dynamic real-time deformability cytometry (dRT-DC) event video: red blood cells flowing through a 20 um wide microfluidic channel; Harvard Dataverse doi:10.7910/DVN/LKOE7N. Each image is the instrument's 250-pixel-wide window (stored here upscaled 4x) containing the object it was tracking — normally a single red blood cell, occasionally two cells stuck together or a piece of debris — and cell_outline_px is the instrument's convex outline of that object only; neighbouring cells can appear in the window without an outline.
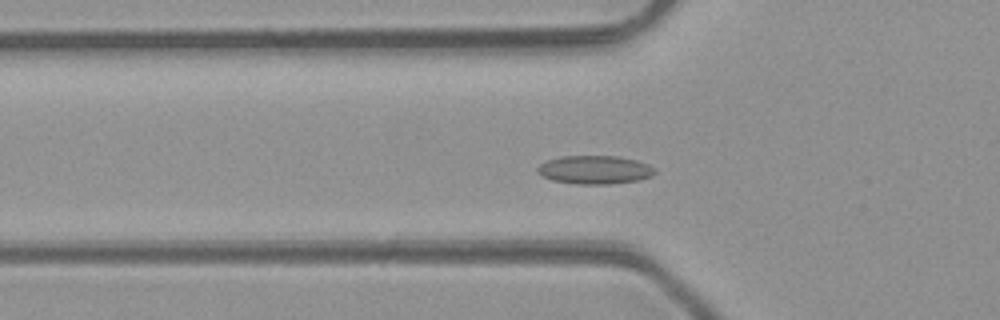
{"species": "common noctule bat (a hibernating species)", "species_latin": "Nyctalus noctula", "temperature_condition": "room temperature", "stored_images_in_passage": 43, "camera_frame_rate_fps": 3000, "um_per_image_px": 0.085, "animal": {"sex": "male", "body_mass_g": 23.1, "forearm_length_mm": 52.7}, "frame": {"image": 1, "passage_image": 10, "time_ms": 3.0, "image_size_px": [1000, 320], "cell_outline_px": [[656, 172], [652, 176], [640, 180], [608, 184], [576, 184], [552, 180], [536, 172], [536, 168], [540, 164], [548, 160], [560, 156], [616, 156], [636, 160], [648, 164], [656, 168]], "centroid_in_image_um": [50.57, 14.43], "position_along_channel_um": 75.2, "area_um2": 19.54}}
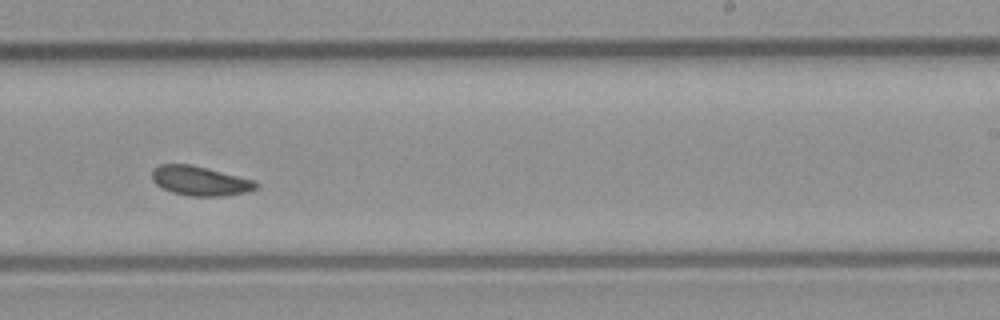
{"frame": {"image": 2, "passage_image": 24, "time_ms": 7.667, "image_size_px": [1000, 320], "cell_outline_px": [[260, 184], [256, 188], [248, 192], [224, 196], [192, 196], [172, 192], [160, 188], [152, 180], [152, 168], [160, 164], [192, 164], [256, 180]], "centroid_in_image_um": [17.01, 15.37], "position_along_channel_um": 272.0, "area_um2": 18.15}}
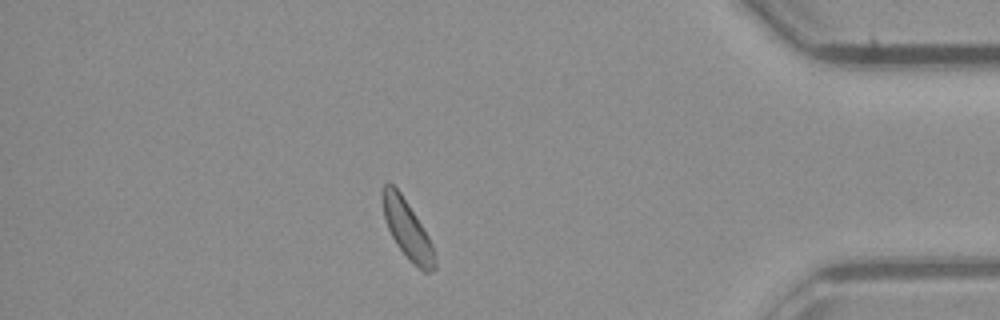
{"frame": {"image": 3, "passage_image": 36, "time_ms": 11.667, "image_size_px": [1000, 320], "cell_outline_px": [[436, 268], [432, 272], [424, 272], [416, 268], [408, 260], [396, 244], [388, 228], [384, 216], [380, 196], [380, 192], [384, 184], [392, 184], [400, 192], [408, 204], [428, 236], [432, 244], [436, 260]], "centroid_in_image_um": [34.61, 19.54], "position_along_channel_um": 400.6, "area_um2": 17.86}, "authors_computed_cell_mechanics": {"area_um2": 17.9758, "velocity_mm_per_s": 4.2016, "shape_relaxation_time_tau1_ms": null, "shape_relaxation_time_tau2_ms": 6.7239, "deformation_change_tau1": null, "deformation_change_tau2": 0.1283}}